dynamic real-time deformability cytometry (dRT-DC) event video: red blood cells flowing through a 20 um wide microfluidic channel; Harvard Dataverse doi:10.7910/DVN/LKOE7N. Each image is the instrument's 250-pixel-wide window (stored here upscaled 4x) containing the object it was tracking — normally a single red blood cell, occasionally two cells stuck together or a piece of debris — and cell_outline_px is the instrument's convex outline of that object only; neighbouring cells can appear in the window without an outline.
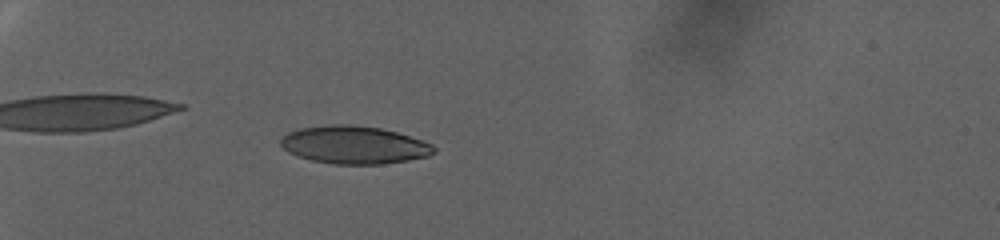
{"species": "human", "species_latin": "Homo sapiens", "temperature_condition": "warm", "stored_images_in_passage": 99, "camera_frame_rate_fps": 3000, "um_per_image_px": 0.085, "donor": {"sex": "female"}, "frame": {"image": 1, "passage_image": 36, "time_ms": 11.667, "image_size_px": [1000, 240], "cell_outline_px": [[436, 152], [428, 156], [408, 160], [380, 164], [336, 164], [312, 160], [296, 156], [288, 152], [280, 144], [280, 136], [288, 132], [300, 128], [328, 124], [352, 124], [380, 128], [396, 132], [432, 144], [436, 148]], "centroid_in_image_um": [30.06, 12.31], "position_along_channel_um": 54.9, "area_um2": 33.81}}
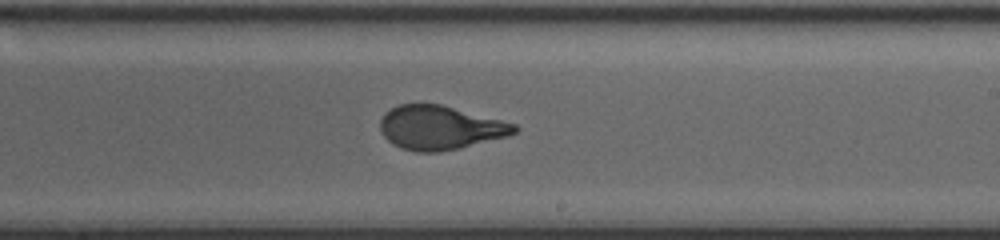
{"frame": {"image": 2, "passage_image": 67, "time_ms": 22.0, "image_size_px": [1000, 240], "cell_outline_px": [[520, 128], [516, 132], [508, 136], [460, 148], [440, 152], [416, 152], [400, 148], [392, 144], [384, 136], [380, 128], [380, 120], [384, 112], [400, 104], [440, 104], [516, 124]], "centroid_in_image_um": [37.39, 10.86], "position_along_channel_um": 251.6, "area_um2": 34.33}}
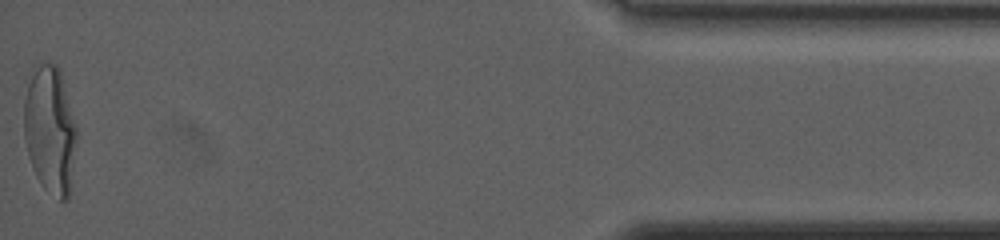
{"frame": {"image": 3, "passage_image": 99, "time_ms": 32.667, "image_size_px": [1000, 240], "cell_outline_px": [[76, 140], [68, 200], [60, 200], [44, 188], [40, 184], [36, 176], [28, 156], [24, 136], [24, 100], [32, 64], [56, 64], [60, 68], [76, 124]], "centroid_in_image_um": [4.23, 10.98], "position_along_channel_um": 431.0, "area_um2": 39.36}, "authors_computed_cell_mechanics": {"area_um2": 34.391, "velocity_mm_per_s": 2.2795, "shape_relaxation_time_tau1_ms": 9.508, "shape_relaxation_time_tau2_ms": null, "deformation_change_tau1": 0.2679, "deformation_change_tau2": null}}